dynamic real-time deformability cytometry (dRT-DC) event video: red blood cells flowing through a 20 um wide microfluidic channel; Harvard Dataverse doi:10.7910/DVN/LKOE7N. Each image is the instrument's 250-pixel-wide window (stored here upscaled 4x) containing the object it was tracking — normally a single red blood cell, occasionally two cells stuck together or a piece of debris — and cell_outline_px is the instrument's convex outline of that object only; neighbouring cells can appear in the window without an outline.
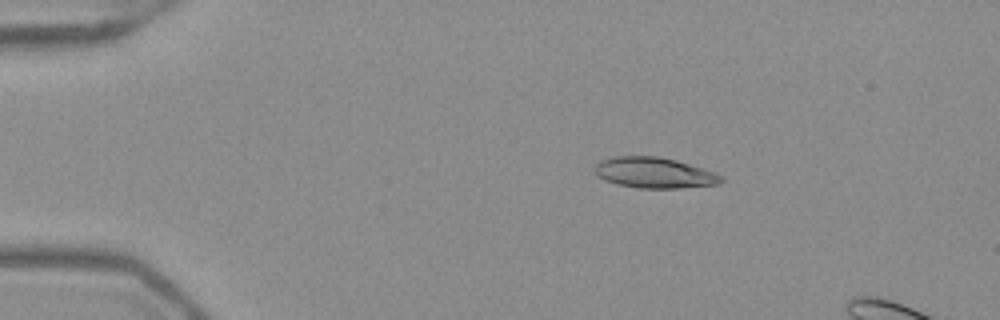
{"species": "Egyptian fruit bat (a non-hibernating species)", "species_latin": "Rousettus aegyptiacus", "temperature_condition": "warm", "stored_images_in_passage": 16, "camera_frame_rate_fps": 3000, "um_per_image_px": 0.085, "frame": {"image": 1, "passage_image": 10, "time_ms": 3.0, "image_size_px": [1000, 320], "cell_outline_px": [[724, 180], [720, 184], [680, 188], [636, 188], [616, 184], [604, 180], [592, 168], [600, 160], [612, 156], [656, 156], [676, 160], [704, 168], [716, 172], [724, 176]], "centroid_in_image_um": [55.64, 14.68], "position_along_channel_um": 29.4, "area_um2": 22.95}}